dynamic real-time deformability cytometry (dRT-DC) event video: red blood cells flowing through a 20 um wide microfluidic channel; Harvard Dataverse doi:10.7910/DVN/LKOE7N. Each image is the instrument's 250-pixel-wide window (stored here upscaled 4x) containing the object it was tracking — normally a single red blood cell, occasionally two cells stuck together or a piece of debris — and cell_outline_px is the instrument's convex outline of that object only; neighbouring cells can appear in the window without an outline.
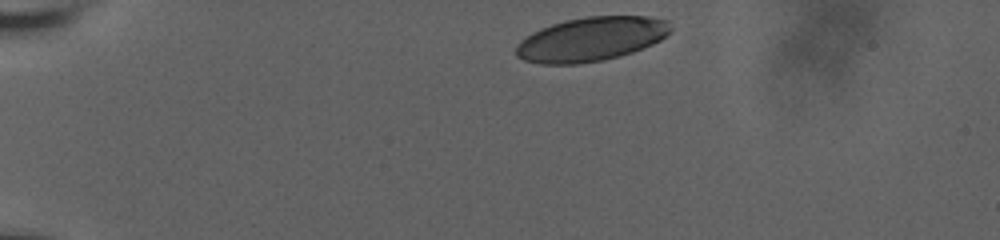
{"species": "human", "species_latin": "Homo sapiens", "temperature_condition": "room temperature", "stored_images_in_passage": 13, "camera_frame_rate_fps": 3000, "um_per_image_px": 0.085, "donor": {"sex": "male"}, "frame": {"image": 1, "passage_image": 1, "time_ms": 0.0, "image_size_px": [1000, 240], "cell_outline_px": [[672, 28], [660, 40], [652, 44], [632, 52], [620, 56], [604, 60], [580, 64], [540, 64], [524, 60], [516, 56], [516, 44], [520, 40], [532, 32], [540, 28], [564, 20], [588, 16], [648, 16], [668, 20]], "centroid_in_image_um": [50.22, 3.33], "position_along_channel_um": 34.8, "area_um2": 39.88}}
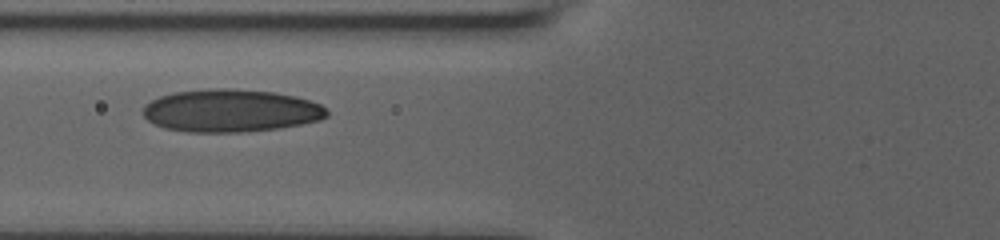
{"frame": {"image": 2, "passage_image": 8, "time_ms": 4.0, "image_size_px": [1000, 240], "cell_outline_px": [[328, 116], [320, 120], [280, 128], [240, 132], [188, 132], [164, 128], [148, 120], [144, 116], [144, 104], [160, 96], [176, 92], [208, 88], [236, 88], [272, 92], [296, 96], [320, 104], [328, 112]], "centroid_in_image_um": [19.61, 9.4], "position_along_channel_um": 106.2, "area_um2": 45.78}}
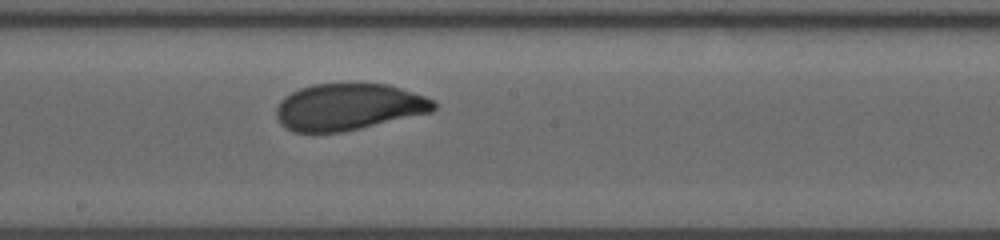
{"frame": {"image": 3, "passage_image": 13, "time_ms": 7.0, "image_size_px": [1000, 240], "cell_outline_px": [[436, 108], [432, 112], [360, 128], [340, 132], [292, 132], [284, 128], [280, 124], [276, 116], [276, 108], [280, 100], [284, 96], [300, 88], [312, 84], [388, 84], [436, 100]], "centroid_in_image_um": [29.6, 9.09], "position_along_channel_um": 218.6, "area_um2": 42.83}}